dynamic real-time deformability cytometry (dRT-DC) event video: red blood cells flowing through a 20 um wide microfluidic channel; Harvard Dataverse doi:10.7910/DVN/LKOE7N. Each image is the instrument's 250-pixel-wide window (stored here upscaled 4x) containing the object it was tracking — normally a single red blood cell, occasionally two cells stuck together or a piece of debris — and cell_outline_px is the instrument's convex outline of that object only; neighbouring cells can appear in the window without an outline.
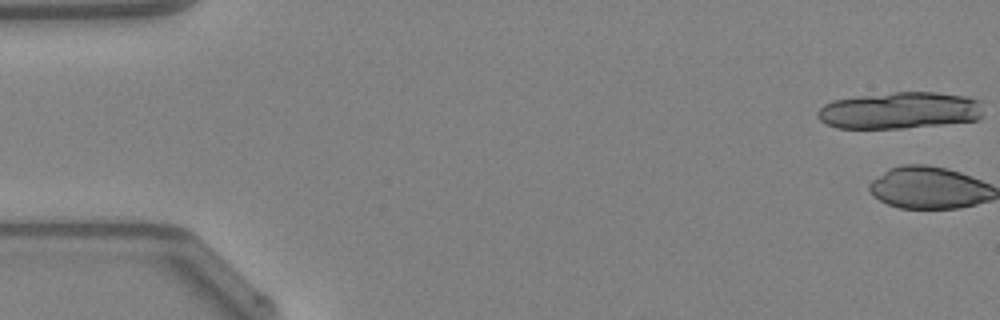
{"species": "Egyptian fruit bat (a non-hibernating species)", "species_latin": "Rousettus aegyptiacus", "temperature_condition": "warm", "stored_images_in_passage": 2, "camera_frame_rate_fps": 3000, "um_per_image_px": 0.085, "animal": {"sex": "female"}, "frame": {"image": 1, "passage_image": 1, "time_ms": 0.0, "image_size_px": [1000, 320], "cell_outline_px": [[980, 116], [976, 120], [904, 128], [836, 128], [820, 120], [816, 116], [816, 112], [824, 104], [832, 100], [856, 96], [896, 92], [936, 92], [964, 96], [976, 100], [980, 112]], "centroid_in_image_um": [76.37, 9.38], "position_along_channel_um": 8.6, "area_um2": 35.08}}